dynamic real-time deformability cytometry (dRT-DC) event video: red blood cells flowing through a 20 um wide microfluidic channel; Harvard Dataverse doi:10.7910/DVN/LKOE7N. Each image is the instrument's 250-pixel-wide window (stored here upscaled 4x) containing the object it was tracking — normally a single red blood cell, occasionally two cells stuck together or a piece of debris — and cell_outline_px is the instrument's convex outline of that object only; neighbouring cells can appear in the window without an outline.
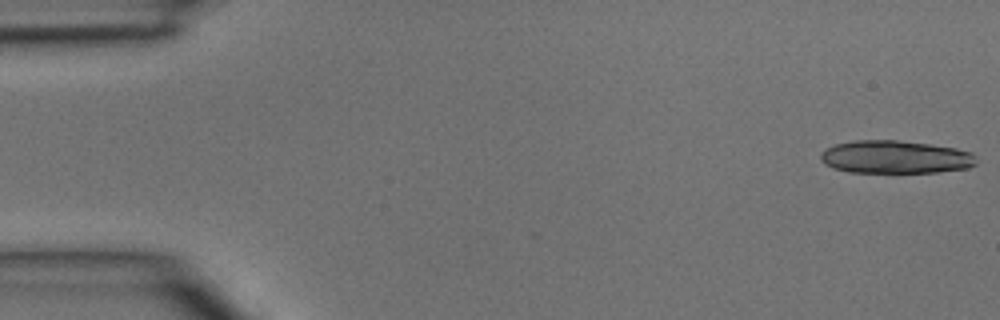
{"species": "common noctule bat (a hibernating species)", "species_latin": "Nyctalus noctula", "temperature_condition": "room temperature", "stored_images_in_passage": 7, "camera_frame_rate_fps": 3000, "um_per_image_px": 0.085, "animal": {"sex": "male", "body_mass_g": 15.6}, "frame": {"image": 1, "passage_image": 1, "time_ms": 0.0, "image_size_px": [1000, 320], "cell_outline_px": [[976, 164], [968, 168], [936, 172], [848, 172], [832, 168], [824, 164], [820, 160], [820, 152], [836, 144], [852, 140], [896, 140], [932, 144], [956, 148], [972, 152], [976, 156]], "centroid_in_image_um": [76.1, 13.34], "position_along_channel_um": 8.9, "area_um2": 30.11}}